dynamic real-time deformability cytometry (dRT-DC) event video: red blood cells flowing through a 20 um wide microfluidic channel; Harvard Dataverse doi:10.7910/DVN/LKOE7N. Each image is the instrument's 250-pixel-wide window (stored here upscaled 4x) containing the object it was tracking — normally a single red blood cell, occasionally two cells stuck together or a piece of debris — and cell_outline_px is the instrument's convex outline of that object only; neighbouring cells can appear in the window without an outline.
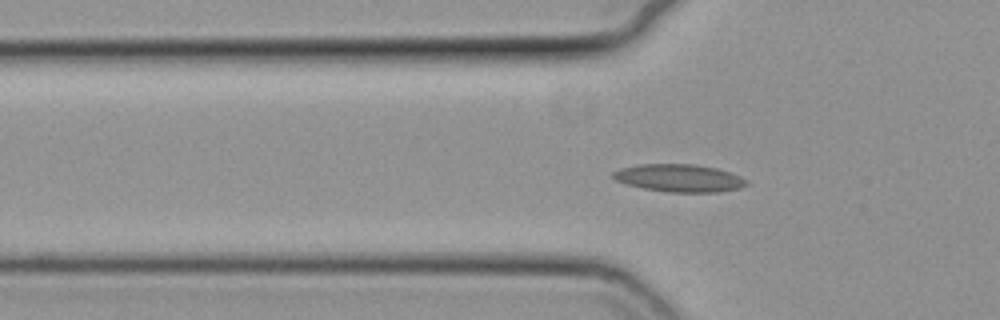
{"species": "common noctule bat (a hibernating species)", "species_latin": "Nyctalus noctula", "temperature_condition": "cold", "stored_images_in_passage": 41, "camera_frame_rate_fps": 3000, "um_per_image_px": 0.085, "animal": {"sex": "female", "body_mass_g": 19.3, "forearm_length_mm": 54.1}, "frame": {"image": 1, "passage_image": 3, "time_ms": 0.667, "image_size_px": [1000, 320], "cell_outline_px": [[752, 184], [740, 188], [720, 192], [668, 192], [644, 188], [624, 184], [616, 180], [612, 176], [612, 172], [620, 168], [636, 164], [696, 164], [716, 168], [740, 176], [748, 180]], "centroid_in_image_um": [57.75, 15.13], "position_along_channel_um": 68.0, "area_um2": 21.73}}
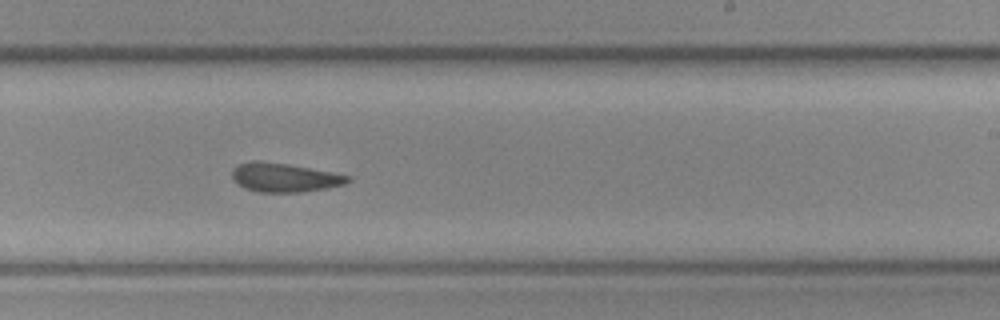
{"frame": {"image": 2, "passage_image": 19, "time_ms": 6.0, "image_size_px": [1000, 320], "cell_outline_px": [[352, 180], [344, 184], [328, 188], [304, 192], [260, 192], [244, 188], [236, 184], [232, 180], [232, 168], [240, 164], [252, 160], [256, 160], [288, 164], [332, 172], [352, 176]], "centroid_in_image_um": [24.17, 15.09], "position_along_channel_um": 264.8, "area_um2": 19.71}}
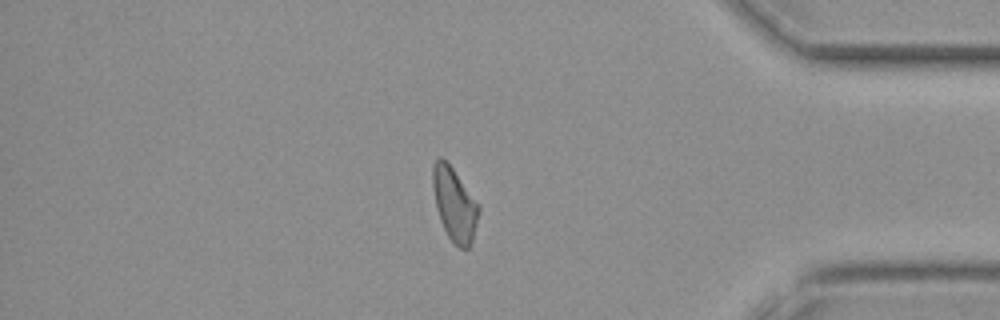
{"frame": {"image": 3, "passage_image": 32, "time_ms": 10.333, "image_size_px": [1000, 320], "cell_outline_px": [[480, 212], [472, 240], [468, 248], [460, 248], [448, 236], [440, 220], [436, 208], [432, 188], [432, 164], [440, 156], [452, 168], [480, 204]], "centroid_in_image_um": [38.63, 17.35], "position_along_channel_um": 396.6, "area_um2": 19.59}}